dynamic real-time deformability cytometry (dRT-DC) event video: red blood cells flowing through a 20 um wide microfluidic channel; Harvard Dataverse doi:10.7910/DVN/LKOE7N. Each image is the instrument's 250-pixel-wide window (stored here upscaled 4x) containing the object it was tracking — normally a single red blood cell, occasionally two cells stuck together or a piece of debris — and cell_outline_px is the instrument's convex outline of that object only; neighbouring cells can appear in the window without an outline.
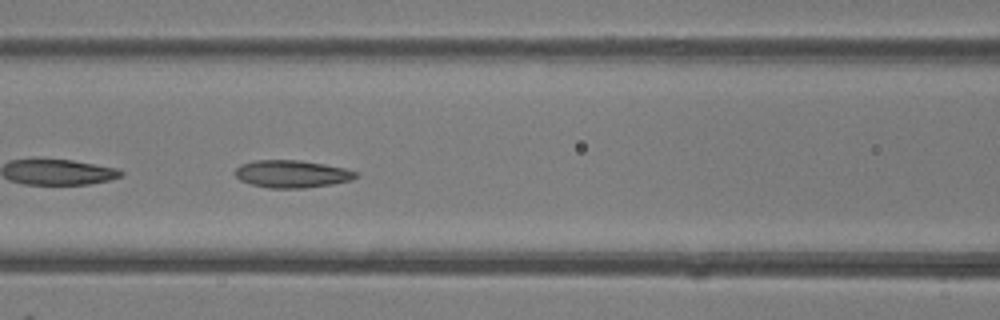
{"species": "common noctule bat (a hibernating species)", "species_latin": "Nyctalus noctula", "temperature_condition": "room temperature", "stored_images_in_passage": 48, "camera_frame_rate_fps": 3000, "um_per_image_px": 0.085, "animal": {"sex": "female"}, "frame": {"image": 1, "passage_image": 21, "time_ms": 6.667, "image_size_px": [1000, 320], "cell_outline_px": [[360, 176], [352, 180], [332, 184], [304, 188], [268, 188], [252, 184], [240, 180], [236, 176], [236, 168], [240, 164], [256, 160], [300, 160], [324, 164], [344, 168], [360, 172]], "centroid_in_image_um": [24.86, 14.78], "position_along_channel_um": 141.7, "area_um2": 19.42}, "authors_computed_cell_mechanics": {"area_um2": 20.519, "velocity_mm_per_s": 4.2852, "shape_relaxation_time_tau1_ms": 2.8034, "shape_relaxation_time_tau2_ms": 1.9952, "deformation_change_tau1": 0.1152, "deformation_change_tau2": 0.0741}}